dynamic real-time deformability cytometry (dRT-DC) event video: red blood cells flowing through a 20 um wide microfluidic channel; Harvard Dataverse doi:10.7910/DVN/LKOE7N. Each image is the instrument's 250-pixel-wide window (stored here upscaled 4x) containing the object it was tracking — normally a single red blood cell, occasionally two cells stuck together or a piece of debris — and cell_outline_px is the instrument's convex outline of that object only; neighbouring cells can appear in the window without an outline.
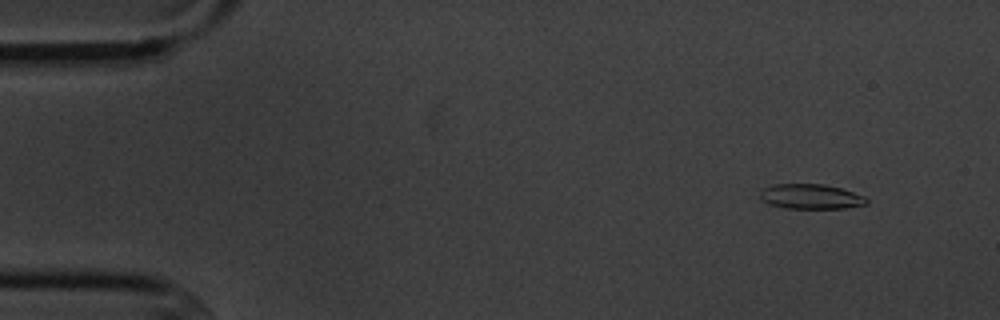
{"species": "common noctule bat (a hibernating species)", "species_latin": "Nyctalus noctula", "temperature_condition": "cold", "stored_images_in_passage": 4, "camera_frame_rate_fps": 3000, "um_per_image_px": 0.085, "animal": {"sex": "male", "body_mass_g": 20.1, "forearm_length_mm": 53.5}, "frame": {"image": 1, "passage_image": 1, "time_ms": 0.0, "image_size_px": [1000, 320], "cell_outline_px": [[868, 204], [844, 208], [788, 208], [768, 204], [760, 200], [760, 192], [764, 188], [772, 184], [824, 184], [840, 188], [864, 196], [868, 200]], "centroid_in_image_um": [68.89, 16.7], "position_along_channel_um": 16.1, "area_um2": 15.43}}